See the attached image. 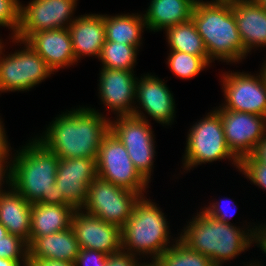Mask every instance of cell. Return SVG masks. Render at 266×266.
<instances>
[{"label":"cell","mask_w":266,"mask_h":266,"mask_svg":"<svg viewBox=\"0 0 266 266\" xmlns=\"http://www.w3.org/2000/svg\"><path fill=\"white\" fill-rule=\"evenodd\" d=\"M167 65L172 74L181 79H193L210 65L201 57L181 51H169Z\"/></svg>","instance_id":"29"},{"label":"cell","mask_w":266,"mask_h":266,"mask_svg":"<svg viewBox=\"0 0 266 266\" xmlns=\"http://www.w3.org/2000/svg\"><path fill=\"white\" fill-rule=\"evenodd\" d=\"M141 75L143 76L138 77L136 83L135 104L137 105L134 106L133 115L147 122L150 117L163 127L172 125L176 117L172 91L169 90L164 79L156 77L155 74Z\"/></svg>","instance_id":"13"},{"label":"cell","mask_w":266,"mask_h":266,"mask_svg":"<svg viewBox=\"0 0 266 266\" xmlns=\"http://www.w3.org/2000/svg\"><path fill=\"white\" fill-rule=\"evenodd\" d=\"M0 116V162H12V152L14 148L10 145L8 141V136L6 135V130L4 128V124Z\"/></svg>","instance_id":"36"},{"label":"cell","mask_w":266,"mask_h":266,"mask_svg":"<svg viewBox=\"0 0 266 266\" xmlns=\"http://www.w3.org/2000/svg\"><path fill=\"white\" fill-rule=\"evenodd\" d=\"M243 265L244 266H253L251 263H248V262H247V264L244 263Z\"/></svg>","instance_id":"46"},{"label":"cell","mask_w":266,"mask_h":266,"mask_svg":"<svg viewBox=\"0 0 266 266\" xmlns=\"http://www.w3.org/2000/svg\"><path fill=\"white\" fill-rule=\"evenodd\" d=\"M76 62L81 58H99L101 49L106 41L103 14L79 15L68 27Z\"/></svg>","instance_id":"20"},{"label":"cell","mask_w":266,"mask_h":266,"mask_svg":"<svg viewBox=\"0 0 266 266\" xmlns=\"http://www.w3.org/2000/svg\"><path fill=\"white\" fill-rule=\"evenodd\" d=\"M139 259L121 249L119 252L107 256L106 266H140L143 262L138 261Z\"/></svg>","instance_id":"35"},{"label":"cell","mask_w":266,"mask_h":266,"mask_svg":"<svg viewBox=\"0 0 266 266\" xmlns=\"http://www.w3.org/2000/svg\"><path fill=\"white\" fill-rule=\"evenodd\" d=\"M0 223L30 244L31 204L12 186L0 194Z\"/></svg>","instance_id":"22"},{"label":"cell","mask_w":266,"mask_h":266,"mask_svg":"<svg viewBox=\"0 0 266 266\" xmlns=\"http://www.w3.org/2000/svg\"><path fill=\"white\" fill-rule=\"evenodd\" d=\"M257 161L266 164V133L264 138L257 144L253 153L251 154Z\"/></svg>","instance_id":"38"},{"label":"cell","mask_w":266,"mask_h":266,"mask_svg":"<svg viewBox=\"0 0 266 266\" xmlns=\"http://www.w3.org/2000/svg\"><path fill=\"white\" fill-rule=\"evenodd\" d=\"M195 214L178 233L179 240L189 249L209 257L214 266L236 259L253 246L255 222L247 225L245 221L244 227L226 224L211 217L202 207Z\"/></svg>","instance_id":"2"},{"label":"cell","mask_w":266,"mask_h":266,"mask_svg":"<svg viewBox=\"0 0 266 266\" xmlns=\"http://www.w3.org/2000/svg\"><path fill=\"white\" fill-rule=\"evenodd\" d=\"M0 258L16 260L21 266H28V244L21 237L7 234L0 240Z\"/></svg>","instance_id":"30"},{"label":"cell","mask_w":266,"mask_h":266,"mask_svg":"<svg viewBox=\"0 0 266 266\" xmlns=\"http://www.w3.org/2000/svg\"><path fill=\"white\" fill-rule=\"evenodd\" d=\"M9 39L22 48L6 55V44L3 41L0 45V94L10 91L27 92L55 74L26 41L15 37Z\"/></svg>","instance_id":"7"},{"label":"cell","mask_w":266,"mask_h":266,"mask_svg":"<svg viewBox=\"0 0 266 266\" xmlns=\"http://www.w3.org/2000/svg\"><path fill=\"white\" fill-rule=\"evenodd\" d=\"M79 250L74 231L69 227L47 236H37L28 245V260L66 261L74 264Z\"/></svg>","instance_id":"21"},{"label":"cell","mask_w":266,"mask_h":266,"mask_svg":"<svg viewBox=\"0 0 266 266\" xmlns=\"http://www.w3.org/2000/svg\"><path fill=\"white\" fill-rule=\"evenodd\" d=\"M26 43L43 58L55 74L60 68L62 70L77 65L68 28L38 31Z\"/></svg>","instance_id":"18"},{"label":"cell","mask_w":266,"mask_h":266,"mask_svg":"<svg viewBox=\"0 0 266 266\" xmlns=\"http://www.w3.org/2000/svg\"><path fill=\"white\" fill-rule=\"evenodd\" d=\"M239 171L251 184L266 190V164L257 161L252 155L242 158L239 162Z\"/></svg>","instance_id":"31"},{"label":"cell","mask_w":266,"mask_h":266,"mask_svg":"<svg viewBox=\"0 0 266 266\" xmlns=\"http://www.w3.org/2000/svg\"><path fill=\"white\" fill-rule=\"evenodd\" d=\"M71 228L80 248L97 250L106 255L122 249L120 227L83 212L81 209L74 211Z\"/></svg>","instance_id":"17"},{"label":"cell","mask_w":266,"mask_h":266,"mask_svg":"<svg viewBox=\"0 0 266 266\" xmlns=\"http://www.w3.org/2000/svg\"><path fill=\"white\" fill-rule=\"evenodd\" d=\"M224 102L229 111L246 112L266 117V78L263 72L225 71L220 75Z\"/></svg>","instance_id":"11"},{"label":"cell","mask_w":266,"mask_h":266,"mask_svg":"<svg viewBox=\"0 0 266 266\" xmlns=\"http://www.w3.org/2000/svg\"><path fill=\"white\" fill-rule=\"evenodd\" d=\"M107 256L97 250L80 248L74 266H106Z\"/></svg>","instance_id":"34"},{"label":"cell","mask_w":266,"mask_h":266,"mask_svg":"<svg viewBox=\"0 0 266 266\" xmlns=\"http://www.w3.org/2000/svg\"><path fill=\"white\" fill-rule=\"evenodd\" d=\"M251 264L253 265V266H264L262 263H261V261L260 262H255V261H252L251 262Z\"/></svg>","instance_id":"45"},{"label":"cell","mask_w":266,"mask_h":266,"mask_svg":"<svg viewBox=\"0 0 266 266\" xmlns=\"http://www.w3.org/2000/svg\"><path fill=\"white\" fill-rule=\"evenodd\" d=\"M28 266H74V264L66 261L29 260Z\"/></svg>","instance_id":"39"},{"label":"cell","mask_w":266,"mask_h":266,"mask_svg":"<svg viewBox=\"0 0 266 266\" xmlns=\"http://www.w3.org/2000/svg\"><path fill=\"white\" fill-rule=\"evenodd\" d=\"M149 199L147 196L139 198L131 216L121 228L122 250L139 256L140 261L147 257L152 258L150 261H155L179 239L177 236L173 239L169 235L171 231L167 215L156 202Z\"/></svg>","instance_id":"5"},{"label":"cell","mask_w":266,"mask_h":266,"mask_svg":"<svg viewBox=\"0 0 266 266\" xmlns=\"http://www.w3.org/2000/svg\"><path fill=\"white\" fill-rule=\"evenodd\" d=\"M97 177L96 159L59 158L55 183L59 195L75 209H81L89 185Z\"/></svg>","instance_id":"16"},{"label":"cell","mask_w":266,"mask_h":266,"mask_svg":"<svg viewBox=\"0 0 266 266\" xmlns=\"http://www.w3.org/2000/svg\"><path fill=\"white\" fill-rule=\"evenodd\" d=\"M96 164L100 179L141 196L149 192V183L135 169L126 148L111 131L100 145Z\"/></svg>","instance_id":"10"},{"label":"cell","mask_w":266,"mask_h":266,"mask_svg":"<svg viewBox=\"0 0 266 266\" xmlns=\"http://www.w3.org/2000/svg\"><path fill=\"white\" fill-rule=\"evenodd\" d=\"M139 49L133 45L105 41L98 60L101 68L134 70Z\"/></svg>","instance_id":"27"},{"label":"cell","mask_w":266,"mask_h":266,"mask_svg":"<svg viewBox=\"0 0 266 266\" xmlns=\"http://www.w3.org/2000/svg\"><path fill=\"white\" fill-rule=\"evenodd\" d=\"M140 197L139 193L97 177L89 185L81 210L122 228L131 216L135 203Z\"/></svg>","instance_id":"9"},{"label":"cell","mask_w":266,"mask_h":266,"mask_svg":"<svg viewBox=\"0 0 266 266\" xmlns=\"http://www.w3.org/2000/svg\"><path fill=\"white\" fill-rule=\"evenodd\" d=\"M75 210L71 205L31 204L30 243L37 236H47L71 227Z\"/></svg>","instance_id":"24"},{"label":"cell","mask_w":266,"mask_h":266,"mask_svg":"<svg viewBox=\"0 0 266 266\" xmlns=\"http://www.w3.org/2000/svg\"><path fill=\"white\" fill-rule=\"evenodd\" d=\"M134 70L101 68L98 82V98L107 111L116 117L131 116L136 101V83Z\"/></svg>","instance_id":"15"},{"label":"cell","mask_w":266,"mask_h":266,"mask_svg":"<svg viewBox=\"0 0 266 266\" xmlns=\"http://www.w3.org/2000/svg\"><path fill=\"white\" fill-rule=\"evenodd\" d=\"M104 112L77 106L57 115L46 130L35 135L46 149L59 158L97 159L104 137L110 131V119Z\"/></svg>","instance_id":"1"},{"label":"cell","mask_w":266,"mask_h":266,"mask_svg":"<svg viewBox=\"0 0 266 266\" xmlns=\"http://www.w3.org/2000/svg\"><path fill=\"white\" fill-rule=\"evenodd\" d=\"M11 177L12 162H0V194L6 191V188L11 187ZM4 185H6V188L4 187Z\"/></svg>","instance_id":"37"},{"label":"cell","mask_w":266,"mask_h":266,"mask_svg":"<svg viewBox=\"0 0 266 266\" xmlns=\"http://www.w3.org/2000/svg\"><path fill=\"white\" fill-rule=\"evenodd\" d=\"M226 197H224L223 199H222V201L223 202H221V200L219 201H217V199H216V201L215 200H213L211 203H209L210 205H208L207 204V206L205 207H203L202 209L207 213V214H209L211 217H213V218H215V219H217V220H219V221H221V222H224V223H226V224H233V223H231L229 220H230V218H232V215H234V209L237 207L236 205L237 204H235L234 203V201H232V199L231 198H229V199H225ZM231 199V200H230ZM227 200H229L228 201V203L230 202L231 203V201L233 202V203H231L233 206V211L231 212V207H230V209L228 208V207H225L226 205H224V206H222V203H224L225 201H226V203H227ZM225 204V203H224Z\"/></svg>","instance_id":"33"},{"label":"cell","mask_w":266,"mask_h":266,"mask_svg":"<svg viewBox=\"0 0 266 266\" xmlns=\"http://www.w3.org/2000/svg\"><path fill=\"white\" fill-rule=\"evenodd\" d=\"M232 11L245 52L266 47V10L255 0H232Z\"/></svg>","instance_id":"19"},{"label":"cell","mask_w":266,"mask_h":266,"mask_svg":"<svg viewBox=\"0 0 266 266\" xmlns=\"http://www.w3.org/2000/svg\"><path fill=\"white\" fill-rule=\"evenodd\" d=\"M18 149L12 155L11 186L30 204L69 205L55 183L59 157L34 137Z\"/></svg>","instance_id":"3"},{"label":"cell","mask_w":266,"mask_h":266,"mask_svg":"<svg viewBox=\"0 0 266 266\" xmlns=\"http://www.w3.org/2000/svg\"><path fill=\"white\" fill-rule=\"evenodd\" d=\"M103 18L106 41L133 45L140 49L143 32L148 30L143 13L103 14Z\"/></svg>","instance_id":"25"},{"label":"cell","mask_w":266,"mask_h":266,"mask_svg":"<svg viewBox=\"0 0 266 266\" xmlns=\"http://www.w3.org/2000/svg\"><path fill=\"white\" fill-rule=\"evenodd\" d=\"M8 234L7 229L0 223V240Z\"/></svg>","instance_id":"41"},{"label":"cell","mask_w":266,"mask_h":266,"mask_svg":"<svg viewBox=\"0 0 266 266\" xmlns=\"http://www.w3.org/2000/svg\"><path fill=\"white\" fill-rule=\"evenodd\" d=\"M140 266H159V265L155 261L149 262V260H148L146 262L144 261Z\"/></svg>","instance_id":"42"},{"label":"cell","mask_w":266,"mask_h":266,"mask_svg":"<svg viewBox=\"0 0 266 266\" xmlns=\"http://www.w3.org/2000/svg\"><path fill=\"white\" fill-rule=\"evenodd\" d=\"M19 13L20 0H0V27L10 29V38H14L19 29Z\"/></svg>","instance_id":"32"},{"label":"cell","mask_w":266,"mask_h":266,"mask_svg":"<svg viewBox=\"0 0 266 266\" xmlns=\"http://www.w3.org/2000/svg\"><path fill=\"white\" fill-rule=\"evenodd\" d=\"M230 151L239 159L251 155L266 133V117L215 107Z\"/></svg>","instance_id":"14"},{"label":"cell","mask_w":266,"mask_h":266,"mask_svg":"<svg viewBox=\"0 0 266 266\" xmlns=\"http://www.w3.org/2000/svg\"><path fill=\"white\" fill-rule=\"evenodd\" d=\"M143 16L147 29L153 32L164 31L177 24L191 20L197 0H150Z\"/></svg>","instance_id":"23"},{"label":"cell","mask_w":266,"mask_h":266,"mask_svg":"<svg viewBox=\"0 0 266 266\" xmlns=\"http://www.w3.org/2000/svg\"><path fill=\"white\" fill-rule=\"evenodd\" d=\"M262 8L266 10V0H255Z\"/></svg>","instance_id":"43"},{"label":"cell","mask_w":266,"mask_h":266,"mask_svg":"<svg viewBox=\"0 0 266 266\" xmlns=\"http://www.w3.org/2000/svg\"><path fill=\"white\" fill-rule=\"evenodd\" d=\"M155 262L159 266H214L209 257L189 249L179 239L164 251Z\"/></svg>","instance_id":"28"},{"label":"cell","mask_w":266,"mask_h":266,"mask_svg":"<svg viewBox=\"0 0 266 266\" xmlns=\"http://www.w3.org/2000/svg\"><path fill=\"white\" fill-rule=\"evenodd\" d=\"M187 132L186 146L182 155V170L187 173L198 165L229 159L239 170L240 160L230 151L221 122V116L214 108Z\"/></svg>","instance_id":"6"},{"label":"cell","mask_w":266,"mask_h":266,"mask_svg":"<svg viewBox=\"0 0 266 266\" xmlns=\"http://www.w3.org/2000/svg\"><path fill=\"white\" fill-rule=\"evenodd\" d=\"M0 266H21L16 260L0 258Z\"/></svg>","instance_id":"40"},{"label":"cell","mask_w":266,"mask_h":266,"mask_svg":"<svg viewBox=\"0 0 266 266\" xmlns=\"http://www.w3.org/2000/svg\"><path fill=\"white\" fill-rule=\"evenodd\" d=\"M114 118L110 120V131L126 148L135 169L148 183L151 182L156 154L151 122L134 115Z\"/></svg>","instance_id":"8"},{"label":"cell","mask_w":266,"mask_h":266,"mask_svg":"<svg viewBox=\"0 0 266 266\" xmlns=\"http://www.w3.org/2000/svg\"><path fill=\"white\" fill-rule=\"evenodd\" d=\"M78 0H30L20 2L19 29L16 39L26 41L33 33L68 28L74 17Z\"/></svg>","instance_id":"12"},{"label":"cell","mask_w":266,"mask_h":266,"mask_svg":"<svg viewBox=\"0 0 266 266\" xmlns=\"http://www.w3.org/2000/svg\"><path fill=\"white\" fill-rule=\"evenodd\" d=\"M265 62V63H264ZM263 63H262V67H261V69H259V70H261L262 72H263V74H264V76H265V78H266V59H265V61H264ZM264 64V65H263Z\"/></svg>","instance_id":"44"},{"label":"cell","mask_w":266,"mask_h":266,"mask_svg":"<svg viewBox=\"0 0 266 266\" xmlns=\"http://www.w3.org/2000/svg\"><path fill=\"white\" fill-rule=\"evenodd\" d=\"M164 31L170 51H181L195 56H201L212 66L204 41L198 34L196 25L192 19L188 22L169 27Z\"/></svg>","instance_id":"26"},{"label":"cell","mask_w":266,"mask_h":266,"mask_svg":"<svg viewBox=\"0 0 266 266\" xmlns=\"http://www.w3.org/2000/svg\"><path fill=\"white\" fill-rule=\"evenodd\" d=\"M191 19L211 62L219 60L226 64H239L249 56L237 29L232 0H197Z\"/></svg>","instance_id":"4"}]
</instances>
